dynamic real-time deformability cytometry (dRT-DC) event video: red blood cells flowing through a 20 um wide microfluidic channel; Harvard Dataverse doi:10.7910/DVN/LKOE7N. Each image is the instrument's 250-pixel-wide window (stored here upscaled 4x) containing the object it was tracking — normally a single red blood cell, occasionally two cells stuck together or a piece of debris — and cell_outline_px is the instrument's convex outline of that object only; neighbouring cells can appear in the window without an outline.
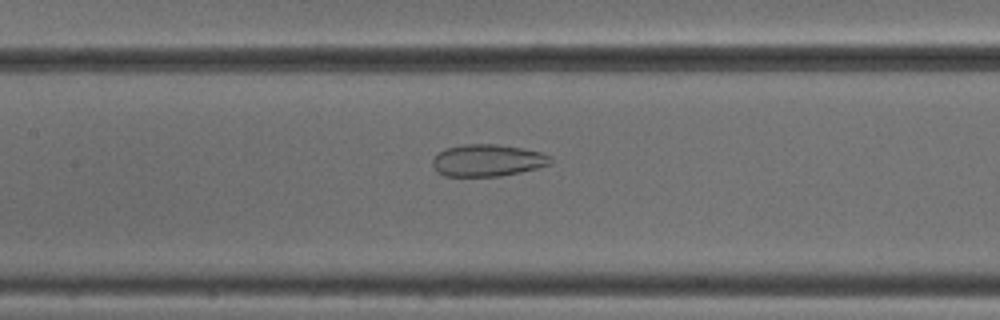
{"species": "common noctule bat (a hibernating species)", "species_latin": "Nyctalus noctula", "temperature_condition": "cold", "stored_images_in_passage": 51, "camera_frame_rate_fps": 3000, "um_per_image_px": 0.085, "animal": {"sex": "male", "body_mass_g": 18.8}, "frame": {"image": 1, "passage_image": 24, "time_ms": 7.667, "image_size_px": [1000, 320], "cell_outline_px": [[552, 160], [548, 164], [536, 168], [520, 172], [500, 176], [444, 176], [436, 172], [432, 164], [432, 160], [444, 148], [464, 144], [496, 144], [524, 148], [540, 152], [552, 156]], "centroid_in_image_um": [41.42, 13.63], "position_along_channel_um": 166.0, "area_um2": 22.02}}
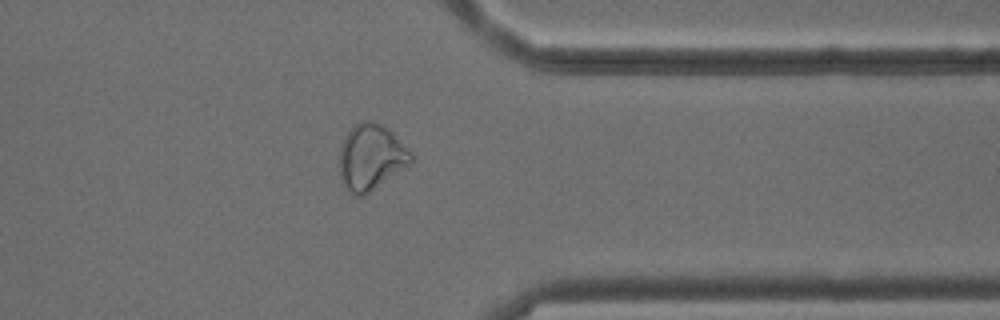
{"frame": {"image": 2, "passage_image": 41, "time_ms": 13.333, "image_size_px": [1000, 320], "cell_outline_px": [[412, 164], [368, 192], [360, 196], [356, 196], [344, 184], [340, 176], [340, 148], [344, 136], [360, 120], [372, 120], [388, 128], [412, 156]], "centroid_in_image_um": [31.52, 13.33], "position_along_channel_um": 379.9, "area_um2": 26.88}}
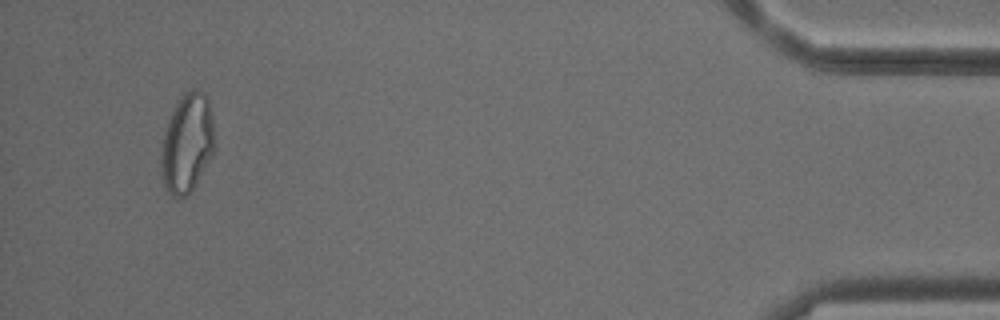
{"frame": {"image": 3, "passage_image": 49, "time_ms": 16.0, "image_size_px": [1000, 320], "cell_outline_px": [[216, 148], [196, 184], [184, 196], [176, 200], [168, 192], [164, 184], [160, 172], [160, 156], [164, 132], [172, 108], [176, 100], [184, 92], [192, 88], [196, 88], [204, 92], [208, 96], [212, 116], [216, 140]], "centroid_in_image_um": [15.91, 12.13], "position_along_channel_um": 419.3, "area_um2": 31.73}, "authors_computed_cell_mechanics": {"area_um2": 28.322, "velocity_mm_per_s": 3.8843, "shape_relaxation_time_tau1_ms": null, "shape_relaxation_time_tau2_ms": 1.2892, "deformation_change_tau1": null, "deformation_change_tau2": 0.0748}}